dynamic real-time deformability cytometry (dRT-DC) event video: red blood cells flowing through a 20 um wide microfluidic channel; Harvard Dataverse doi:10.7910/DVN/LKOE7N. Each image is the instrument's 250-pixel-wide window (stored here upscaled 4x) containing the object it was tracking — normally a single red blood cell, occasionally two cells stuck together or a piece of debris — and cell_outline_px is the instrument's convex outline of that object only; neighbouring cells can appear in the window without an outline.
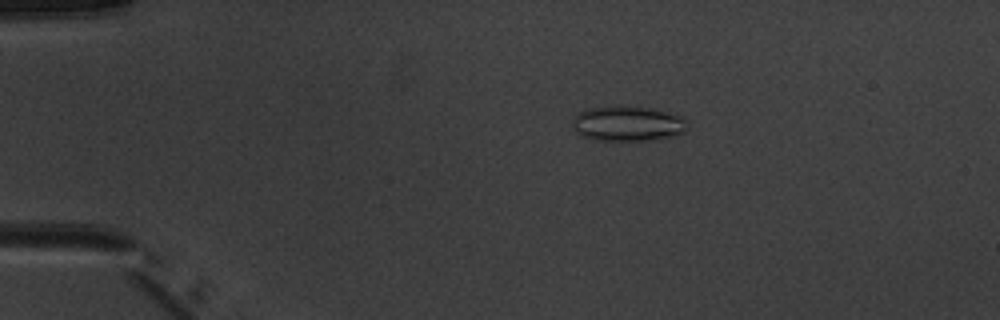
{"species": "common noctule bat (a hibernating species)", "species_latin": "Nyctalus noctula", "temperature_condition": "warm", "stored_images_in_passage": 5, "camera_frame_rate_fps": 3000, "um_per_image_px": 0.085, "animal": {"sex": "male", "body_mass_g": 20.1, "forearm_length_mm": 53.5}, "frame": {"image": 1, "passage_image": 2, "time_ms": 1.333, "image_size_px": [1000, 320], "cell_outline_px": [[688, 120], [684, 132], [668, 136], [648, 140], [592, 140], [580, 136], [572, 128], [572, 120], [576, 112], [588, 108], [620, 104], [656, 108], [684, 116]], "centroid_in_image_um": [53.3, 10.46], "position_along_channel_um": 31.7, "area_um2": 24.28}}
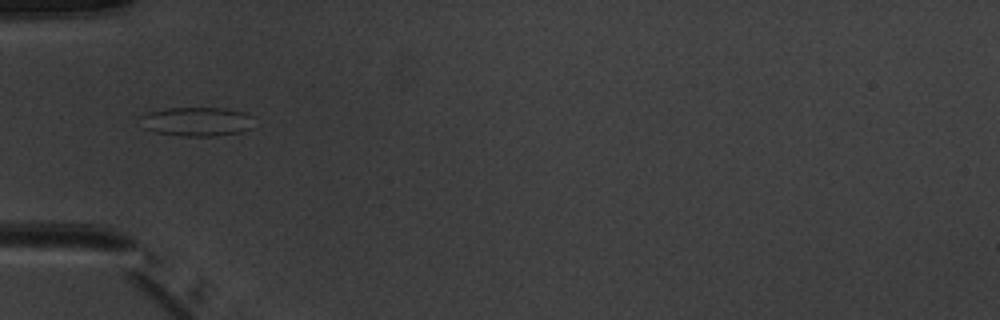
{"frame": {"image": 2, "passage_image": 4, "time_ms": 3.667, "image_size_px": [1000, 320], "cell_outline_px": [[252, 128], [240, 132], [216, 136], [180, 136], [152, 132], [144, 128], [140, 116], [148, 112], [168, 108], [228, 108], [244, 112], [252, 116]], "centroid_in_image_um": [16.73, 10.34], "position_along_channel_um": 68.3, "area_um2": 19.42}}
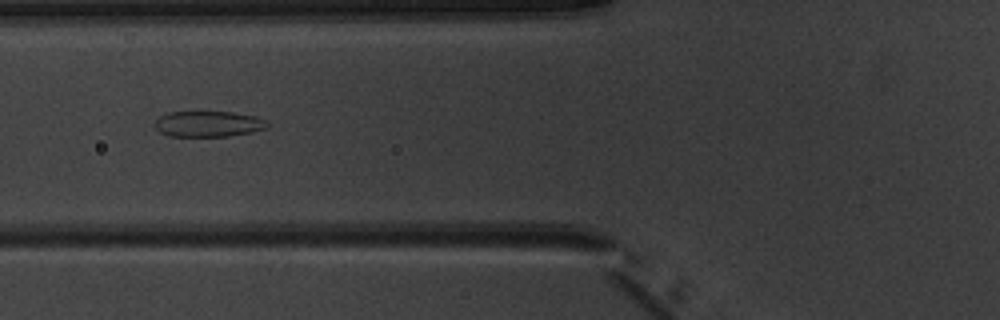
{"frame": {"image": 3, "passage_image": 5, "time_ms": 4.667, "image_size_px": [1000, 320], "cell_outline_px": [[268, 128], [252, 132], [228, 136], [168, 136], [160, 132], [152, 124], [160, 116], [168, 112], [232, 112], [252, 116], [264, 120], [268, 124]], "centroid_in_image_um": [17.66, 10.54], "position_along_channel_um": 108.1, "area_um2": 16.82}}